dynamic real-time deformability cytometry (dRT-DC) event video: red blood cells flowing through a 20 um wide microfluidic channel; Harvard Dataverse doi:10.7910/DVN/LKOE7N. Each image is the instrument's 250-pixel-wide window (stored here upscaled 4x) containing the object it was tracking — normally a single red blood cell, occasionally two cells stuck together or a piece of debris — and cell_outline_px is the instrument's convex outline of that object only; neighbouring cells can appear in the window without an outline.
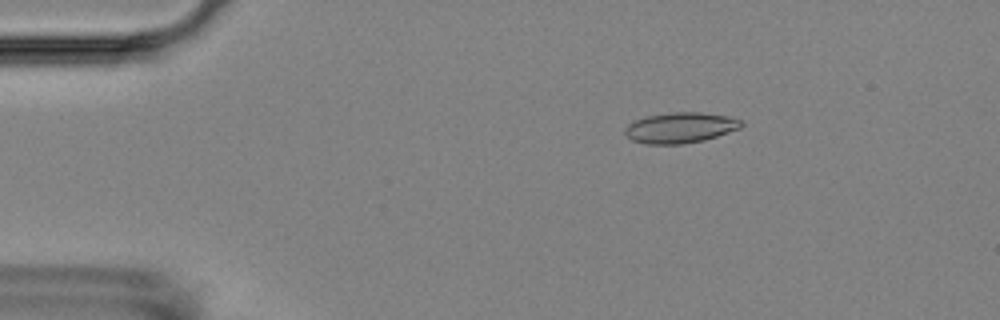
{"species": "Egyptian fruit bat (a non-hibernating species)", "species_latin": "Rousettus aegyptiacus", "temperature_condition": "room temperature", "stored_images_in_passage": 4, "camera_frame_rate_fps": 3000, "um_per_image_px": 0.085, "animal": {"sex": "female"}, "frame": {"image": 1, "passage_image": 1, "time_ms": 0.0, "image_size_px": [1000, 320], "cell_outline_px": [[744, 124], [740, 128], [704, 140], [680, 144], [648, 144], [632, 140], [624, 132], [624, 128], [628, 124], [636, 120], [648, 116], [672, 112], [700, 112], [728, 116], [740, 120]], "centroid_in_image_um": [57.82, 10.85], "position_along_channel_um": 27.2, "area_um2": 20.52}}
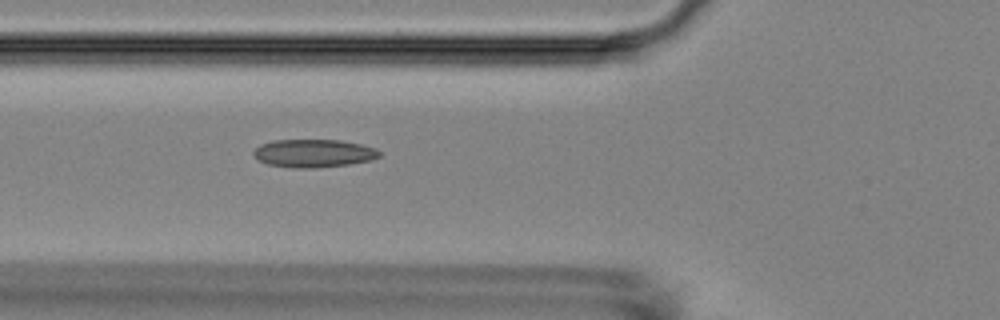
{"frame": {"image": 2, "passage_image": 4, "time_ms": 3.667, "image_size_px": [1000, 320], "cell_outline_px": [[380, 156], [372, 160], [348, 164], [316, 168], [292, 168], [268, 164], [252, 156], [252, 152], [260, 144], [272, 140], [340, 140], [360, 144], [376, 148], [380, 152]], "centroid_in_image_um": [26.64, 13.03], "position_along_channel_um": 99.2, "area_um2": 20.63}}